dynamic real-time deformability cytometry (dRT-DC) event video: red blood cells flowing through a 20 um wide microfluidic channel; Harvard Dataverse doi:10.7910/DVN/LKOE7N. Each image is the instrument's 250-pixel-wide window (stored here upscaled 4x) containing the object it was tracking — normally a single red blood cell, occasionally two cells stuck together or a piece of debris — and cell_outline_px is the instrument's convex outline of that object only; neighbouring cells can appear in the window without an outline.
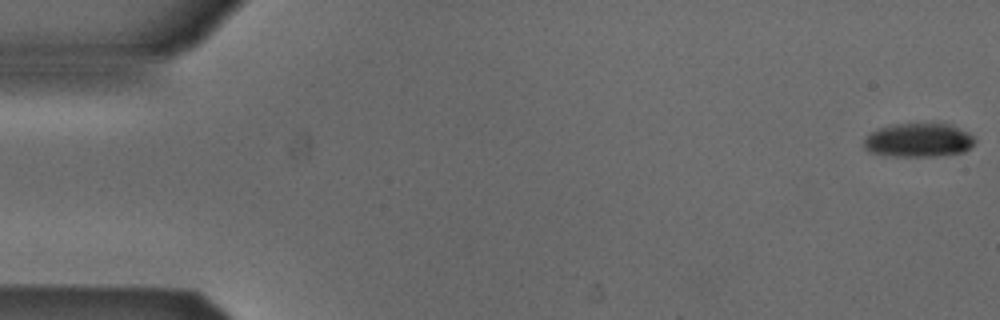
{"species": "Egyptian fruit bat (a non-hibernating species)", "species_latin": "Rousettus aegyptiacus", "temperature_condition": "cold", "stored_images_in_passage": 53, "camera_frame_rate_fps": 3000, "um_per_image_px": 0.085, "animal": {"sex": "male"}, "frame": {"image": 1, "passage_image": 1, "time_ms": 0.0, "image_size_px": [1000, 320], "cell_outline_px": [[976, 140], [964, 152], [936, 156], [892, 156], [868, 152], [864, 148], [864, 140], [872, 132], [880, 128], [896, 124], [948, 124], [968, 132]], "centroid_in_image_um": [78.07, 11.93], "position_along_channel_um": 6.9, "area_um2": 21.56}}
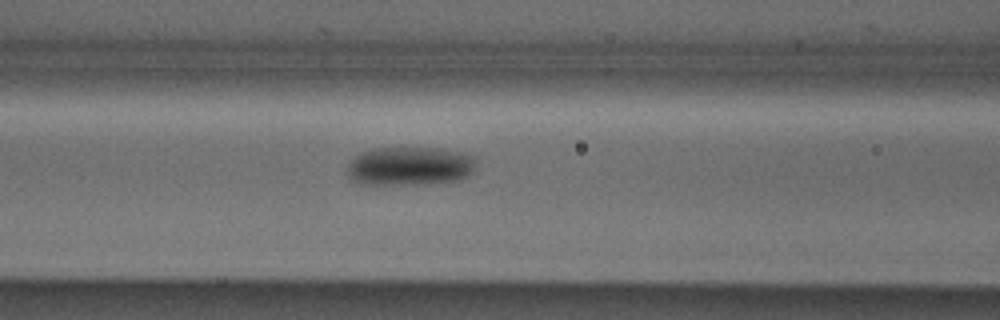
{"frame": {"image": 2, "passage_image": 22, "time_ms": 7.0, "image_size_px": [1000, 320], "cell_outline_px": [[476, 164], [472, 172], [468, 176], [460, 180], [424, 184], [356, 184], [348, 176], [348, 164], [356, 156], [364, 152], [376, 148], [440, 148], [460, 152], [476, 156]], "centroid_in_image_um": [34.87, 14.13], "position_along_channel_um": 131.7, "area_um2": 29.25}}
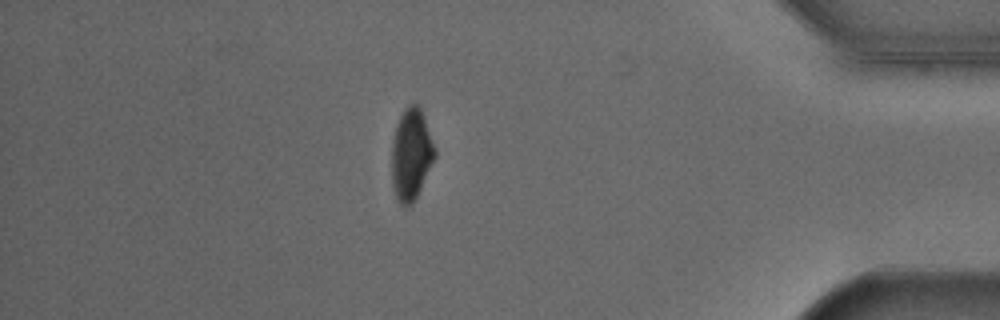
{"frame": {"image": 3, "passage_image": 46, "time_ms": 15.0, "image_size_px": [1000, 320], "cell_outline_px": [[436, 156], [412, 204], [408, 208], [404, 208], [396, 200], [392, 184], [392, 140], [396, 124], [404, 108], [408, 104], [416, 100], [424, 116], [436, 148]], "centroid_in_image_um": [34.94, 13.1], "position_along_channel_um": 400.3, "area_um2": 23.35}, "authors_computed_cell_mechanics": {"area_um2": 25.3742, "velocity_mm_per_s": 3.8852, "shape_relaxation_time_tau1_ms": 1.8533, "shape_relaxation_time_tau2_ms": null, "deformation_change_tau1": 0.0869, "deformation_change_tau2": null}}